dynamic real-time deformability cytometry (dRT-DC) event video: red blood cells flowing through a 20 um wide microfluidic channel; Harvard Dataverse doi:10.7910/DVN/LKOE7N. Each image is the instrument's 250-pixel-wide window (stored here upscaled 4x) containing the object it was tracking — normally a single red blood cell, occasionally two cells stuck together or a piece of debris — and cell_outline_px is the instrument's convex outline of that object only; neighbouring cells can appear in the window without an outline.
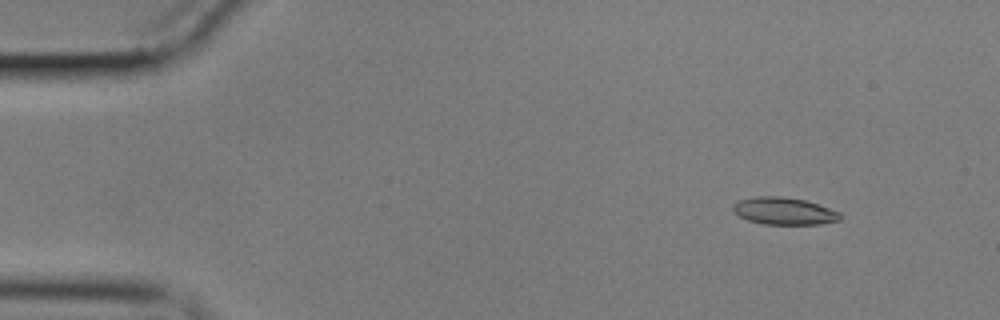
{"species": "common noctule bat (a hibernating species)", "species_latin": "Nyctalus noctula", "temperature_condition": "cold", "stored_images_in_passage": 11, "camera_frame_rate_fps": 3000, "um_per_image_px": 0.085, "animal": {"sex": "male", "body_mass_g": 17.9}, "frame": {"image": 1, "passage_image": 6, "time_ms": 1.667, "image_size_px": [1000, 320], "cell_outline_px": [[840, 220], [820, 224], [764, 224], [748, 220], [740, 216], [732, 208], [732, 204], [736, 200], [756, 196], [780, 196], [804, 200], [840, 212]], "centroid_in_image_um": [66.6, 17.93], "position_along_channel_um": 18.4, "area_um2": 16.88}}